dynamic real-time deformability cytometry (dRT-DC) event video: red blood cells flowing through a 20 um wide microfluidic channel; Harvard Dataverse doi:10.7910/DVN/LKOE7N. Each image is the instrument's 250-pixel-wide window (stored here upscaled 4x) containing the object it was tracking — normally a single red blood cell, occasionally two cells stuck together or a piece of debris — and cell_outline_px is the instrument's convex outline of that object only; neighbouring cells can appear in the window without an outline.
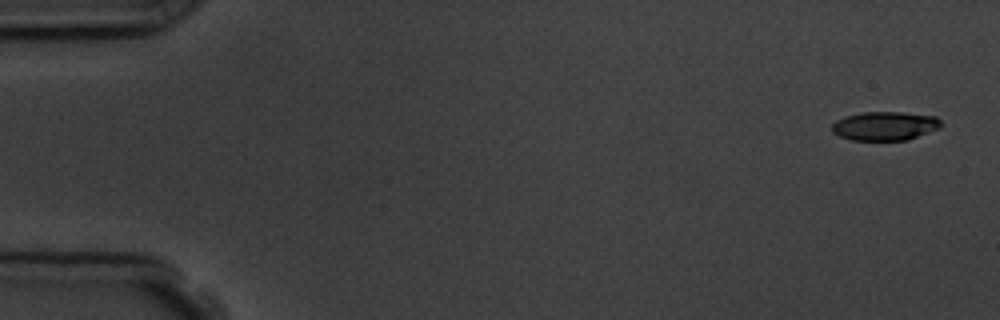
{"species": "common noctule bat (a hibernating species)", "species_latin": "Nyctalus noctula", "temperature_condition": "room temperature", "stored_images_in_passage": 5, "camera_frame_rate_fps": 3000, "um_per_image_px": 0.085, "animal": {"sex": "male", "body_mass_g": 19.5, "forearm_length_mm": 54.6}, "frame": {"image": 1, "passage_image": 1, "time_ms": 0.0, "image_size_px": [1000, 320], "cell_outline_px": [[940, 128], [908, 140], [852, 140], [840, 136], [832, 132], [832, 124], [836, 120], [844, 116], [860, 112], [900, 112], [936, 116], [940, 120]], "centroid_in_image_um": [75.2, 10.7], "position_along_channel_um": 9.8, "area_um2": 18.38}}
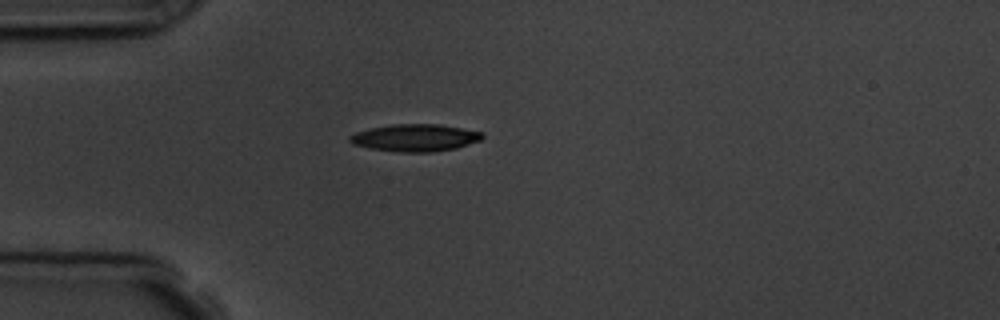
{"frame": {"image": 2, "passage_image": 4, "time_ms": 4.333, "image_size_px": [1000, 320], "cell_outline_px": [[484, 136], [480, 140], [456, 148], [432, 152], [396, 152], [372, 148], [352, 144], [348, 140], [348, 136], [356, 132], [372, 128], [392, 124], [440, 124], [484, 132]], "centroid_in_image_um": [35.29, 11.7], "position_along_channel_um": 49.7, "area_um2": 21.04}}